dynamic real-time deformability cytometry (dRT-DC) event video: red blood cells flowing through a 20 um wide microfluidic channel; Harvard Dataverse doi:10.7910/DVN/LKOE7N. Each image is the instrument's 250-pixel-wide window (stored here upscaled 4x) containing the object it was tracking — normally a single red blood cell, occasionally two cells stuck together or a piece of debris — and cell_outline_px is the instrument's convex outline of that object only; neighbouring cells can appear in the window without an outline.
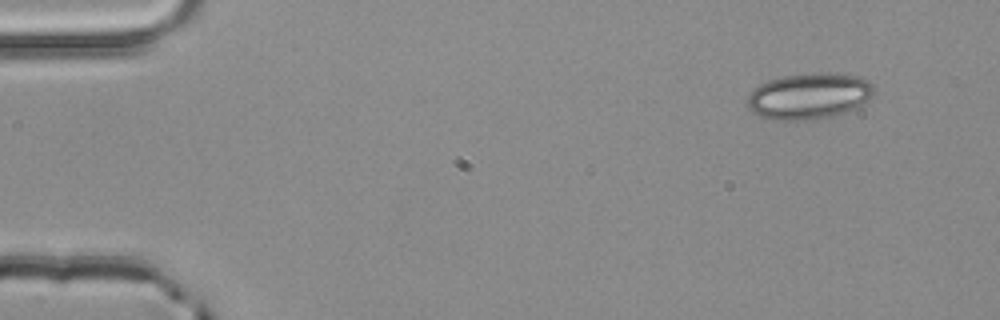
{"species": "common noctule bat (a hibernating species)", "species_latin": "Nyctalus noctula", "temperature_condition": "room temperature", "stored_images_in_passage": 3, "camera_frame_rate_fps": 3000, "um_per_image_px": 0.085, "animal": {"sex": "male", "body_mass_g": 20.4}, "frame": {"image": 1, "passage_image": 1, "time_ms": 0.0, "image_size_px": [1000, 320], "cell_outline_px": [[876, 92], [868, 100], [844, 112], [832, 116], [816, 120], [772, 120], [760, 116], [752, 112], [748, 108], [748, 96], [760, 84], [768, 80], [784, 76], [828, 72], [860, 76], [868, 80], [872, 84]], "centroid_in_image_um": [68.79, 8.17], "position_along_channel_um": 16.2, "area_um2": 33.99}}
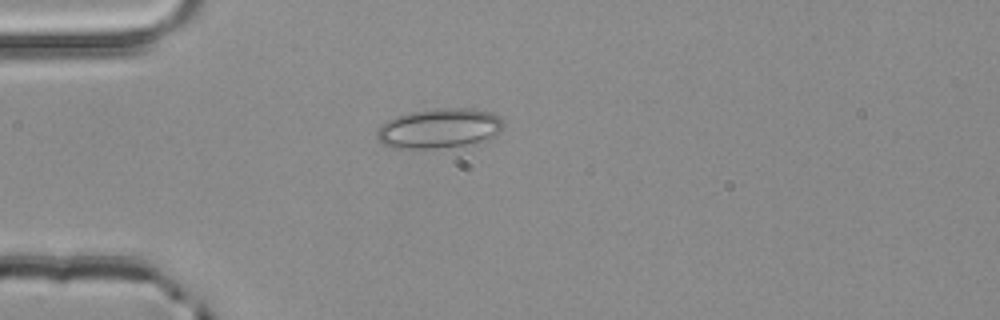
{"frame": {"image": 2, "passage_image": 3, "time_ms": 0.667, "image_size_px": [1000, 320], "cell_outline_px": [[500, 132], [496, 136], [476, 144], [432, 148], [396, 148], [384, 144], [376, 136], [376, 132], [388, 120], [412, 112], [436, 108], [472, 108], [488, 112], [500, 116]], "centroid_in_image_um": [37.38, 10.92], "position_along_channel_um": 47.6, "area_um2": 28.96}}